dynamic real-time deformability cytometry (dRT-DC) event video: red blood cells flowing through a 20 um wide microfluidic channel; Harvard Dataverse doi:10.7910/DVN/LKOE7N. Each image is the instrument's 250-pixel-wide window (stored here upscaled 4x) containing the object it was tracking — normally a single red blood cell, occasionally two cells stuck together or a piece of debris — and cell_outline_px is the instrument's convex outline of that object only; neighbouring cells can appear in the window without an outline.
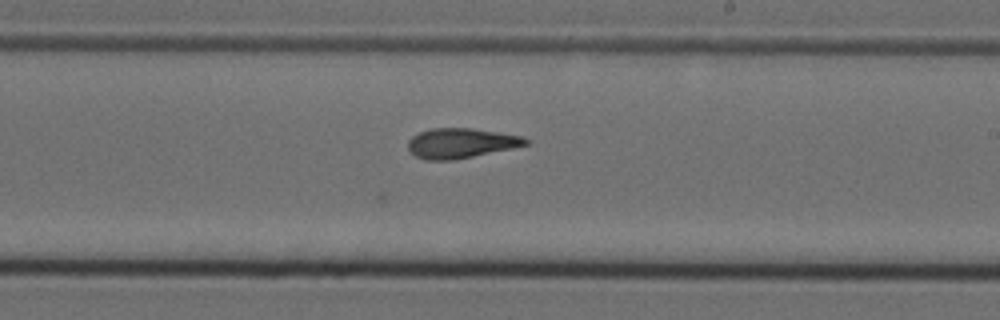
{"species": "Egyptian fruit bat (a non-hibernating species)", "species_latin": "Rousettus aegyptiacus", "temperature_condition": "cold", "stored_images_in_passage": 42, "camera_frame_rate_fps": 3000, "um_per_image_px": 0.085, "animal": {"sex": "female"}, "frame": {"image": 1, "passage_image": 20, "time_ms": 6.333, "image_size_px": [1000, 320], "cell_outline_px": [[532, 140], [528, 144], [512, 148], [452, 160], [424, 160], [416, 156], [408, 148], [408, 140], [412, 136], [420, 132], [432, 128], [472, 128], [524, 136]], "centroid_in_image_um": [39.2, 12.16], "position_along_channel_um": 249.8, "area_um2": 20.46}}
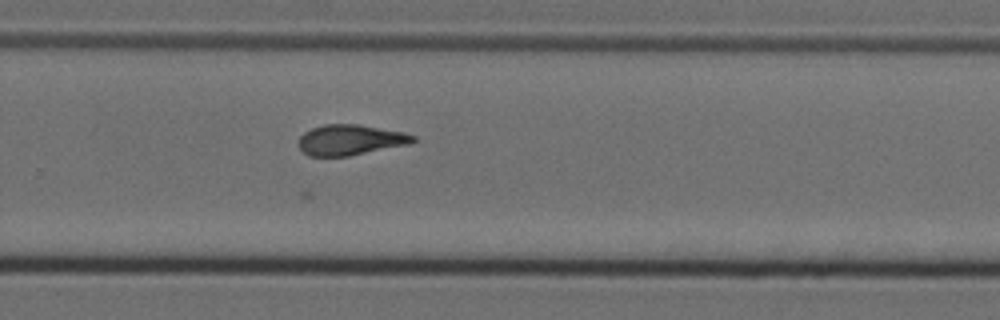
{"frame": {"image": 2, "passage_image": 24, "time_ms": 7.667, "image_size_px": [1000, 320], "cell_outline_px": [[416, 140], [412, 144], [348, 156], [308, 156], [300, 148], [300, 136], [304, 132], [312, 128], [324, 124], [356, 124], [404, 132], [416, 136]], "centroid_in_image_um": [29.82, 11.89], "position_along_channel_um": 300.0, "area_um2": 20.35}}
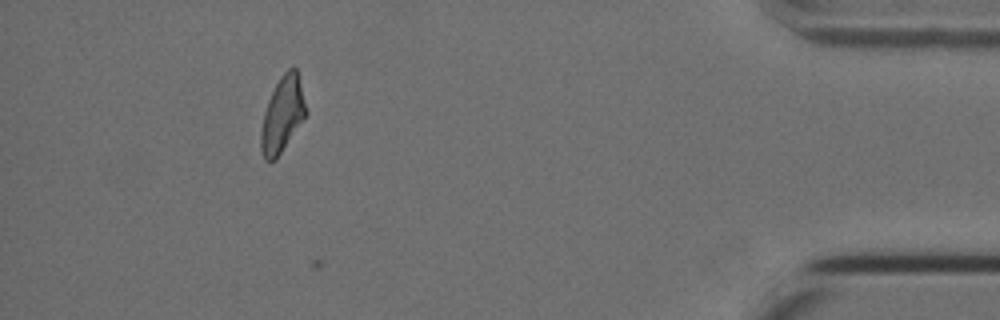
{"frame": {"image": 3, "passage_image": 37, "time_ms": 12.0, "image_size_px": [1000, 320], "cell_outline_px": [[308, 112], [276, 160], [264, 160], [260, 148], [260, 132], [264, 112], [268, 100], [280, 76], [288, 68], [296, 68]], "centroid_in_image_um": [23.99, 9.76], "position_along_channel_um": 411.2, "area_um2": 19.65}}